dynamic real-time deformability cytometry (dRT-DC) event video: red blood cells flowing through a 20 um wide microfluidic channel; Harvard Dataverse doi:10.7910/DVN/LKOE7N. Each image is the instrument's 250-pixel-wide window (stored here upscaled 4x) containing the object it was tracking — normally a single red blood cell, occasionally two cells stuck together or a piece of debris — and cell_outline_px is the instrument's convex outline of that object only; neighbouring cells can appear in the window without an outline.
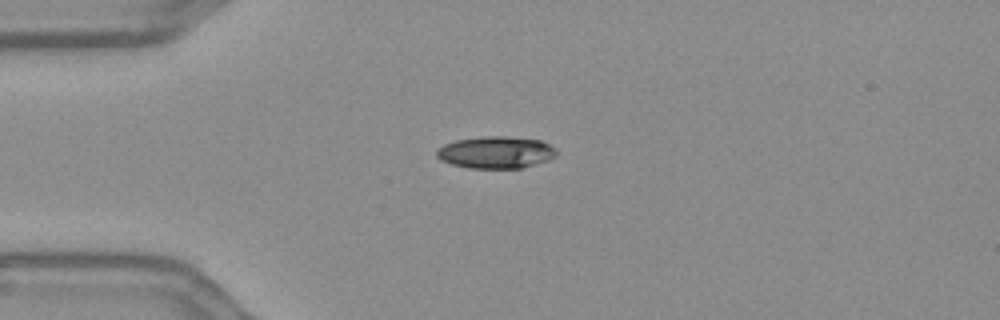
{"species": "Egyptian fruit bat (a non-hibernating species)", "species_latin": "Rousettus aegyptiacus", "temperature_condition": "warm", "stored_images_in_passage": 43, "camera_frame_rate_fps": 3000, "um_per_image_px": 0.085, "frame": {"image": 1, "passage_image": 1, "time_ms": 0.0, "image_size_px": [1000, 320], "cell_outline_px": [[556, 156], [548, 160], [520, 168], [468, 168], [452, 164], [440, 160], [436, 156], [436, 152], [444, 144], [456, 140], [484, 136], [504, 136], [540, 140], [556, 148]], "centroid_in_image_um": [42.14, 12.95], "position_along_channel_um": 42.9, "area_um2": 22.25}}
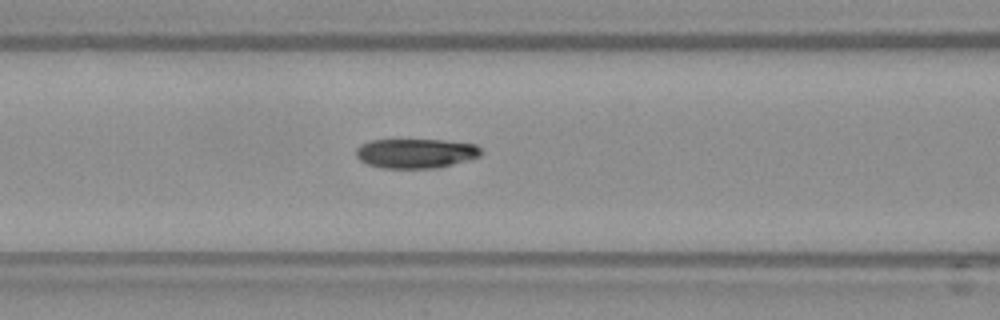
{"frame": {"image": 2, "passage_image": 10, "time_ms": 3.0, "image_size_px": [1000, 320], "cell_outline_px": [[484, 152], [480, 156], [452, 164], [436, 168], [380, 168], [368, 164], [360, 160], [356, 156], [356, 148], [360, 144], [368, 140], [440, 140], [476, 144]], "centroid_in_image_um": [35.32, 13.03], "position_along_channel_um": 131.3, "area_um2": 21.56}}
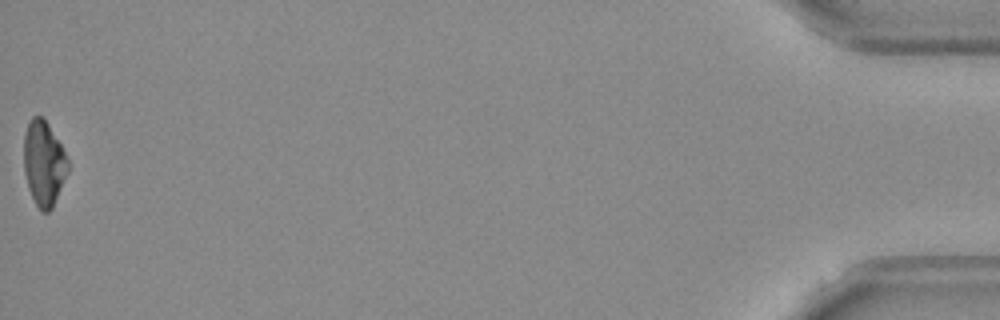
{"frame": {"image": 3, "passage_image": 43, "time_ms": 14.0, "image_size_px": [1000, 320], "cell_outline_px": [[68, 172], [52, 208], [48, 212], [40, 212], [28, 188], [24, 172], [24, 132], [32, 116], [44, 116], [60, 144], [68, 160]], "centroid_in_image_um": [3.71, 13.87], "position_along_channel_um": 431.5, "area_um2": 21.79}, "authors_computed_cell_mechanics": {"area_um2": 22.4264, "velocity_mm_per_s": 3.6428, "shape_relaxation_time_tau1_ms": 5.5341, "shape_relaxation_time_tau2_ms": null, "deformation_change_tau1": 0.1869, "deformation_change_tau2": null}}